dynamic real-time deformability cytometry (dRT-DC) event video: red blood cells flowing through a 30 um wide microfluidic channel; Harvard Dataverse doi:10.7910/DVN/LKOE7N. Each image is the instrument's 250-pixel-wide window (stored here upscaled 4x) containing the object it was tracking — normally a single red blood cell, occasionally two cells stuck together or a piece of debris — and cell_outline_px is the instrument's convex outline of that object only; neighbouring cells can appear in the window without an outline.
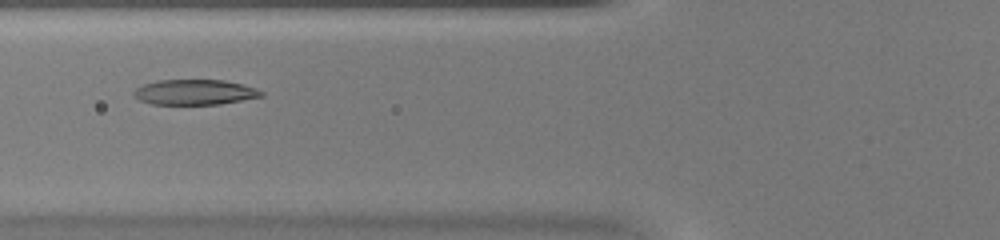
{"species": "common noctule bat (a hibernating species)", "species_latin": "Nyctalus noctula", "temperature_condition": "warm", "stored_images_in_passage": 39, "camera_frame_rate_fps": 3000, "um_per_image_px": 0.085, "animal": {"sex": "female", "body_mass_g": 20.0, "forearm_length_mm": 54.0}, "frame": {"image": 1, "passage_image": 11, "time_ms": 3.333, "image_size_px": [1000, 240], "cell_outline_px": [[264, 96], [220, 104], [152, 104], [140, 100], [132, 92], [136, 88], [144, 84], [156, 80], [224, 80], [244, 84], [256, 88], [264, 92]], "centroid_in_image_um": [16.58, 7.83], "position_along_channel_um": 109.2, "area_um2": 18.79}}
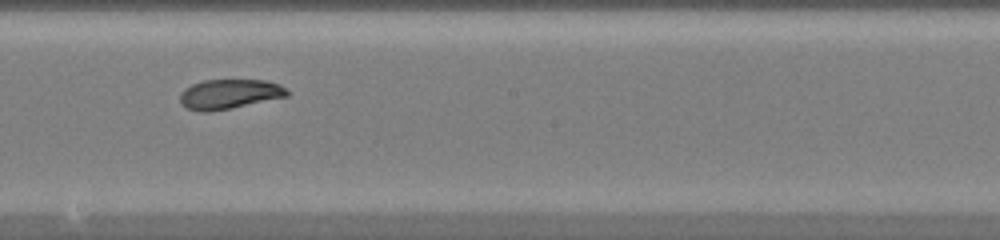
{"frame": {"image": 2, "passage_image": 19, "time_ms": 6.0, "image_size_px": [1000, 240], "cell_outline_px": [[288, 96], [208, 112], [200, 112], [188, 108], [180, 104], [180, 92], [184, 88], [192, 84], [204, 80], [264, 80], [280, 84], [288, 92]], "centroid_in_image_um": [19.44, 7.99], "position_along_channel_um": 228.8, "area_um2": 18.32}}
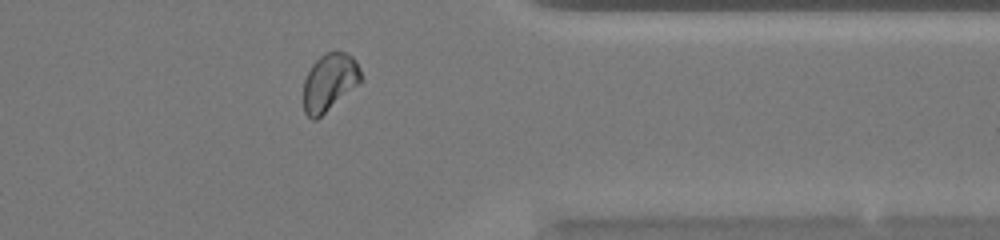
{"frame": {"image": 3, "passage_image": 30, "time_ms": 9.667, "image_size_px": [1000, 240], "cell_outline_px": [[364, 80], [316, 120], [312, 120], [304, 112], [304, 80], [312, 64], [324, 52], [348, 52], [356, 60], [360, 68]], "centroid_in_image_um": [28.03, 6.98], "position_along_channel_um": 383.4, "area_um2": 19.42}}